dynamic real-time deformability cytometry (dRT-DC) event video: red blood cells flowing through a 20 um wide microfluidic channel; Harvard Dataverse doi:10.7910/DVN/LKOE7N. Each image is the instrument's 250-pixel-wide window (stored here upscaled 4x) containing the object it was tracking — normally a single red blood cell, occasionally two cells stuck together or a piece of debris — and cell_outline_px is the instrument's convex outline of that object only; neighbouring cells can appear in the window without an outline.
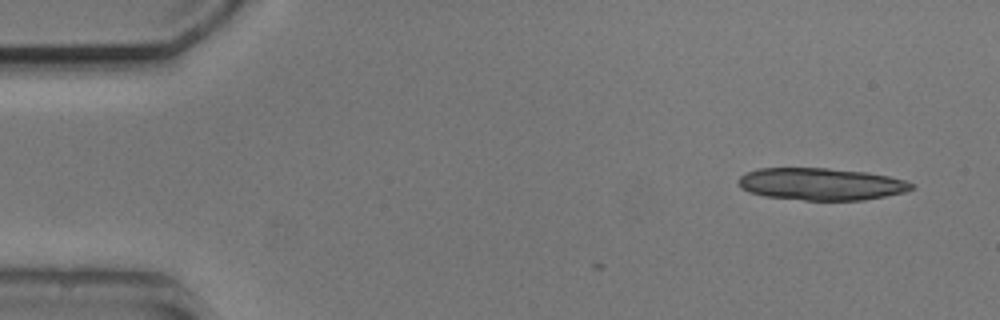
{"species": "common noctule bat (a hibernating species)", "species_latin": "Nyctalus noctula", "temperature_condition": "cold", "stored_images_in_passage": 5, "camera_frame_rate_fps": 3000, "um_per_image_px": 0.085, "animal": {"sex": "male", "body_mass_g": 20.5, "forearm_length_mm": 52.5}, "frame": {"image": 1, "passage_image": 1, "time_ms": 0.0, "image_size_px": [1000, 320], "cell_outline_px": [[916, 188], [904, 192], [864, 200], [804, 200], [764, 196], [748, 192], [740, 188], [736, 180], [740, 176], [748, 172], [760, 168], [828, 168], [868, 172], [888, 176], [904, 180], [916, 184]], "centroid_in_image_um": [69.79, 15.64], "position_along_channel_um": 15.2, "area_um2": 32.66}}